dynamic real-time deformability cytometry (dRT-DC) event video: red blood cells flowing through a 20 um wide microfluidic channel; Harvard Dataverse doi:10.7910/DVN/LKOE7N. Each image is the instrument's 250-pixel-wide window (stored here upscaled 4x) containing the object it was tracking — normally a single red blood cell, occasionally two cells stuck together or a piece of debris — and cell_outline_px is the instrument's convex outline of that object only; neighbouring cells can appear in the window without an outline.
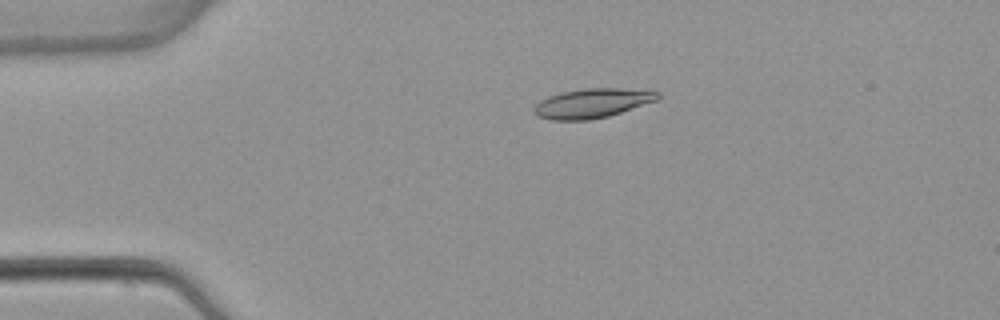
{"species": "common noctule bat (a hibernating species)", "species_latin": "Nyctalus noctula", "temperature_condition": "warm", "stored_images_in_passage": 4, "camera_frame_rate_fps": 3000, "um_per_image_px": 0.085, "animal": {"sex": "female", "body_mass_g": 22.7, "forearm_length_mm": 54.2}, "frame": {"image": 1, "passage_image": 3, "time_ms": 2.333, "image_size_px": [1000, 320], "cell_outline_px": [[660, 96], [656, 100], [608, 116], [588, 120], [552, 120], [536, 116], [532, 112], [532, 108], [540, 100], [548, 96], [560, 92], [584, 88], [616, 88], [660, 92]], "centroid_in_image_um": [50.24, 8.77], "position_along_channel_um": 34.8, "area_um2": 21.1}}